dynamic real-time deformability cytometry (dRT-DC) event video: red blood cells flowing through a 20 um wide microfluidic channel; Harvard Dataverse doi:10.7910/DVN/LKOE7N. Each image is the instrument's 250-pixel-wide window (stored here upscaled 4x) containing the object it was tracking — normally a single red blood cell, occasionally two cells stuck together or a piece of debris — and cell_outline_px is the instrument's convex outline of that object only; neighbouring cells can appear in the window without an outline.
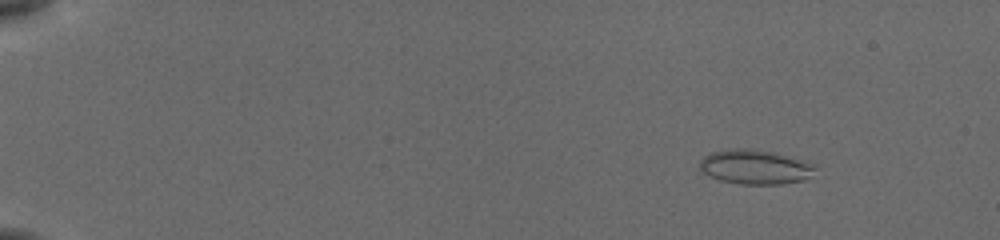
{"species": "common noctule bat (a hibernating species)", "species_latin": "Nyctalus noctula", "temperature_condition": "cold", "stored_images_in_passage": 55, "camera_frame_rate_fps": 3000, "um_per_image_px": 0.085, "animal": {"sex": "female", "body_mass_g": 19.5, "forearm_length_mm": 54.1}, "frame": {"image": 1, "passage_image": 7, "time_ms": 2.0, "image_size_px": [1000, 240], "cell_outline_px": [[816, 168], [804, 180], [780, 184], [740, 184], [720, 180], [708, 176], [700, 168], [700, 160], [704, 156], [712, 152], [736, 148], [752, 148], [776, 152], [816, 164]], "centroid_in_image_um": [64.18, 14.18], "position_along_channel_um": 20.8, "area_um2": 23.24}}
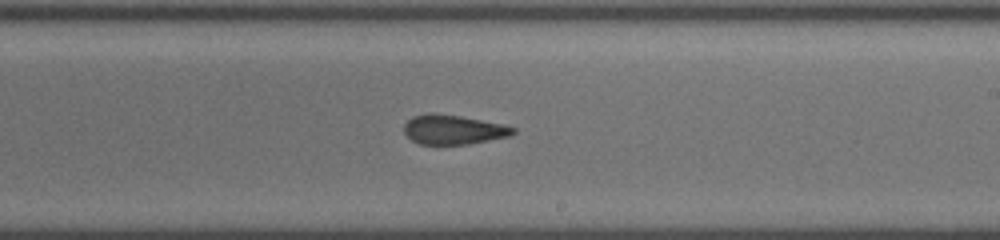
{"frame": {"image": 2, "passage_image": 35, "time_ms": 11.333, "image_size_px": [1000, 240], "cell_outline_px": [[516, 132], [508, 136], [468, 144], [420, 144], [412, 140], [404, 132], [404, 124], [412, 116], [460, 116], [504, 124], [516, 128]], "centroid_in_image_um": [38.58, 11.05], "position_along_channel_um": 250.4, "area_um2": 17.98}}
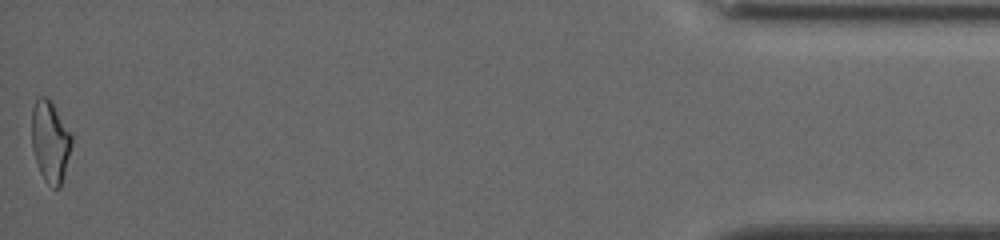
{"frame": {"image": 3, "passage_image": 55, "time_ms": 18.0, "image_size_px": [1000, 240], "cell_outline_px": [[72, 144], [60, 188], [52, 188], [44, 180], [40, 172], [32, 148], [32, 108], [36, 96], [48, 96], [72, 132]], "centroid_in_image_um": [4.27, 11.98], "position_along_channel_um": 430.9, "area_um2": 19.19}, "authors_computed_cell_mechanics": {"area_um2": 19.7098, "velocity_mm_per_s": 3.8742, "shape_relaxation_time_tau1_ms": null, "shape_relaxation_time_tau2_ms": 1.9417, "deformation_change_tau1": null, "deformation_change_tau2": 0.0855}}